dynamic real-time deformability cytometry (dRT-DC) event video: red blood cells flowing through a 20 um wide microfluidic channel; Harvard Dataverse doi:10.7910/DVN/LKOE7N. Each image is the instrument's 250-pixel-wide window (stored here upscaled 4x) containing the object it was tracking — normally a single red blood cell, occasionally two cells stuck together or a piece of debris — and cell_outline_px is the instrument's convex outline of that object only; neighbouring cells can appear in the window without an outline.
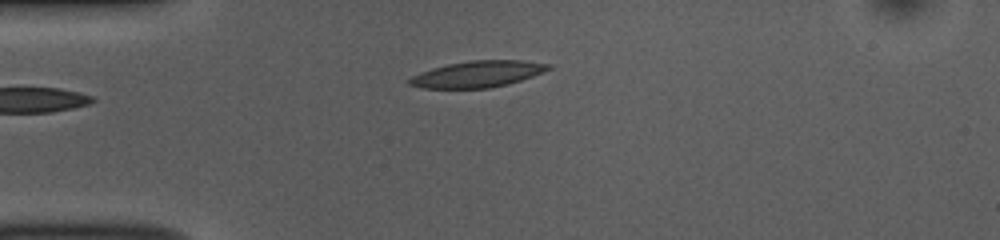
{"species": "common noctule bat (a hibernating species)", "species_latin": "Nyctalus noctula", "temperature_condition": "room temperature", "stored_images_in_passage": 41, "camera_frame_rate_fps": 3000, "um_per_image_px": 0.085, "animal": {"sex": "female", "body_mass_g": 10.0, "forearm_length_mm": 53.1}, "frame": {"image": 1, "passage_image": 1, "time_ms": 0.0, "image_size_px": [1000, 240], "cell_outline_px": [[552, 68], [532, 76], [508, 84], [488, 88], [424, 88], [408, 84], [408, 80], [412, 76], [432, 68], [448, 64], [472, 60], [520, 60], [552, 64]], "centroid_in_image_um": [40.61, 6.29], "position_along_channel_um": 44.4, "area_um2": 21.15}}
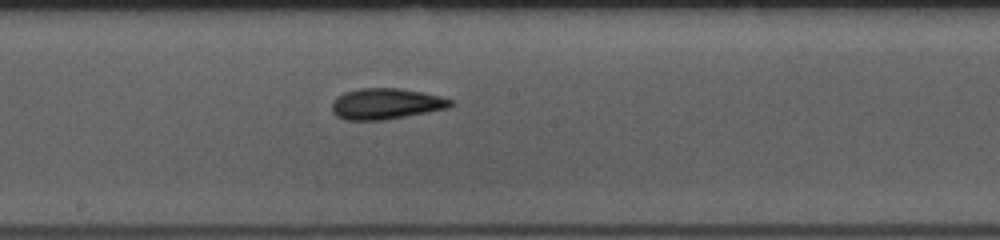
{"frame": {"image": 2, "passage_image": 16, "time_ms": 5.0, "image_size_px": [1000, 240], "cell_outline_px": [[456, 104], [448, 108], [428, 112], [384, 120], [344, 120], [336, 116], [332, 112], [332, 100], [336, 96], [344, 92], [360, 88], [400, 88], [440, 96], [452, 100]], "centroid_in_image_um": [32.78, 8.82], "position_along_channel_um": 215.4, "area_um2": 21.56}}
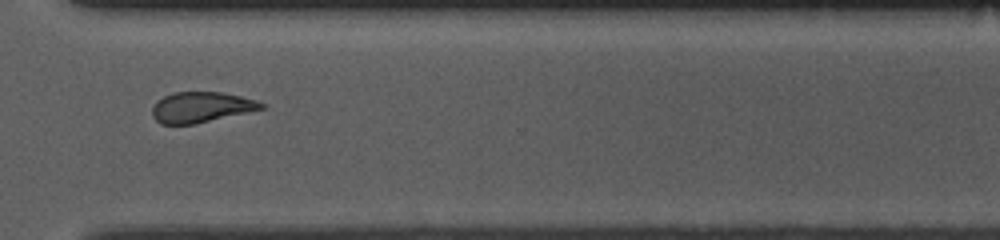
{"frame": {"image": 3, "passage_image": 27, "time_ms": 8.667, "image_size_px": [1000, 240], "cell_outline_px": [[268, 104], [264, 108], [196, 124], [160, 124], [152, 116], [152, 108], [156, 100], [172, 92], [220, 92], [240, 96], [256, 100]], "centroid_in_image_um": [17.08, 9.11], "position_along_channel_um": 353.5, "area_um2": 19.48}, "authors_computed_cell_mechanics": {"area_um2": 20.9814, "velocity_mm_per_s": 3.7687, "shape_relaxation_time_tau1_ms": 3.586, "shape_relaxation_time_tau2_ms": 2.9886, "deformation_change_tau1": 0.1378, "deformation_change_tau2": 0.1208}}